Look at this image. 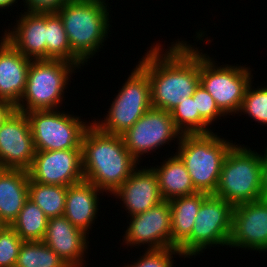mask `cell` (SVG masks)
Returning a JSON list of instances; mask_svg holds the SVG:
<instances>
[{"label": "cell", "instance_id": "obj_1", "mask_svg": "<svg viewBox=\"0 0 267 267\" xmlns=\"http://www.w3.org/2000/svg\"><path fill=\"white\" fill-rule=\"evenodd\" d=\"M152 46L138 65L148 75L152 107L171 112L200 84V51L186 41H176L168 51L159 43Z\"/></svg>", "mask_w": 267, "mask_h": 267}, {"label": "cell", "instance_id": "obj_3", "mask_svg": "<svg viewBox=\"0 0 267 267\" xmlns=\"http://www.w3.org/2000/svg\"><path fill=\"white\" fill-rule=\"evenodd\" d=\"M105 1L70 0L56 12L63 22L71 50L84 63L99 51L108 36L110 15Z\"/></svg>", "mask_w": 267, "mask_h": 267}, {"label": "cell", "instance_id": "obj_30", "mask_svg": "<svg viewBox=\"0 0 267 267\" xmlns=\"http://www.w3.org/2000/svg\"><path fill=\"white\" fill-rule=\"evenodd\" d=\"M23 240L11 226L0 229V267H14Z\"/></svg>", "mask_w": 267, "mask_h": 267}, {"label": "cell", "instance_id": "obj_17", "mask_svg": "<svg viewBox=\"0 0 267 267\" xmlns=\"http://www.w3.org/2000/svg\"><path fill=\"white\" fill-rule=\"evenodd\" d=\"M138 169L136 167L130 177L113 193V196L121 199L130 216L143 213L164 200L152 167Z\"/></svg>", "mask_w": 267, "mask_h": 267}, {"label": "cell", "instance_id": "obj_10", "mask_svg": "<svg viewBox=\"0 0 267 267\" xmlns=\"http://www.w3.org/2000/svg\"><path fill=\"white\" fill-rule=\"evenodd\" d=\"M200 52V84L213 97L225 115L239 114L253 76L250 68L226 64L216 66L209 55Z\"/></svg>", "mask_w": 267, "mask_h": 267}, {"label": "cell", "instance_id": "obj_15", "mask_svg": "<svg viewBox=\"0 0 267 267\" xmlns=\"http://www.w3.org/2000/svg\"><path fill=\"white\" fill-rule=\"evenodd\" d=\"M229 247L267 252V200L234 206Z\"/></svg>", "mask_w": 267, "mask_h": 267}, {"label": "cell", "instance_id": "obj_29", "mask_svg": "<svg viewBox=\"0 0 267 267\" xmlns=\"http://www.w3.org/2000/svg\"><path fill=\"white\" fill-rule=\"evenodd\" d=\"M250 82L246 89L239 113L248 114L253 120L261 125L267 124V85L263 88L252 87ZM252 87V88H251Z\"/></svg>", "mask_w": 267, "mask_h": 267}, {"label": "cell", "instance_id": "obj_18", "mask_svg": "<svg viewBox=\"0 0 267 267\" xmlns=\"http://www.w3.org/2000/svg\"><path fill=\"white\" fill-rule=\"evenodd\" d=\"M20 15L14 28L5 30L3 37L25 57L46 60V13L24 12Z\"/></svg>", "mask_w": 267, "mask_h": 267}, {"label": "cell", "instance_id": "obj_28", "mask_svg": "<svg viewBox=\"0 0 267 267\" xmlns=\"http://www.w3.org/2000/svg\"><path fill=\"white\" fill-rule=\"evenodd\" d=\"M176 128L182 134H208L212 130L209 124L196 112V100L193 96L183 97L171 112Z\"/></svg>", "mask_w": 267, "mask_h": 267}, {"label": "cell", "instance_id": "obj_37", "mask_svg": "<svg viewBox=\"0 0 267 267\" xmlns=\"http://www.w3.org/2000/svg\"><path fill=\"white\" fill-rule=\"evenodd\" d=\"M4 225L0 222V229L3 227Z\"/></svg>", "mask_w": 267, "mask_h": 267}, {"label": "cell", "instance_id": "obj_24", "mask_svg": "<svg viewBox=\"0 0 267 267\" xmlns=\"http://www.w3.org/2000/svg\"><path fill=\"white\" fill-rule=\"evenodd\" d=\"M64 60L78 69L84 62L71 50L63 22L56 12L46 13V60Z\"/></svg>", "mask_w": 267, "mask_h": 267}, {"label": "cell", "instance_id": "obj_2", "mask_svg": "<svg viewBox=\"0 0 267 267\" xmlns=\"http://www.w3.org/2000/svg\"><path fill=\"white\" fill-rule=\"evenodd\" d=\"M81 147L84 180L111 195L139 165L121 135L104 133L92 123L84 132Z\"/></svg>", "mask_w": 267, "mask_h": 267}, {"label": "cell", "instance_id": "obj_22", "mask_svg": "<svg viewBox=\"0 0 267 267\" xmlns=\"http://www.w3.org/2000/svg\"><path fill=\"white\" fill-rule=\"evenodd\" d=\"M166 160L161 165L152 167L158 178L163 199L170 201L198 192L194 188L189 172L180 157L175 153Z\"/></svg>", "mask_w": 267, "mask_h": 267}, {"label": "cell", "instance_id": "obj_36", "mask_svg": "<svg viewBox=\"0 0 267 267\" xmlns=\"http://www.w3.org/2000/svg\"><path fill=\"white\" fill-rule=\"evenodd\" d=\"M13 3H17L16 0H0V9H9L8 7L14 5Z\"/></svg>", "mask_w": 267, "mask_h": 267}, {"label": "cell", "instance_id": "obj_35", "mask_svg": "<svg viewBox=\"0 0 267 267\" xmlns=\"http://www.w3.org/2000/svg\"><path fill=\"white\" fill-rule=\"evenodd\" d=\"M261 199L267 200V147L262 159V189Z\"/></svg>", "mask_w": 267, "mask_h": 267}, {"label": "cell", "instance_id": "obj_11", "mask_svg": "<svg viewBox=\"0 0 267 267\" xmlns=\"http://www.w3.org/2000/svg\"><path fill=\"white\" fill-rule=\"evenodd\" d=\"M181 136L171 113L153 107L121 135L126 148L138 162L141 155L169 144L174 138L180 140Z\"/></svg>", "mask_w": 267, "mask_h": 267}, {"label": "cell", "instance_id": "obj_19", "mask_svg": "<svg viewBox=\"0 0 267 267\" xmlns=\"http://www.w3.org/2000/svg\"><path fill=\"white\" fill-rule=\"evenodd\" d=\"M0 41V99L16 106L26 88L31 59L20 53L4 37Z\"/></svg>", "mask_w": 267, "mask_h": 267}, {"label": "cell", "instance_id": "obj_4", "mask_svg": "<svg viewBox=\"0 0 267 267\" xmlns=\"http://www.w3.org/2000/svg\"><path fill=\"white\" fill-rule=\"evenodd\" d=\"M217 133L182 134L175 152L185 164L194 188L198 192L214 194L223 161L234 145Z\"/></svg>", "mask_w": 267, "mask_h": 267}, {"label": "cell", "instance_id": "obj_7", "mask_svg": "<svg viewBox=\"0 0 267 267\" xmlns=\"http://www.w3.org/2000/svg\"><path fill=\"white\" fill-rule=\"evenodd\" d=\"M234 206L209 194L201 203L191 234L178 246L184 258L197 256L212 245L229 246Z\"/></svg>", "mask_w": 267, "mask_h": 267}, {"label": "cell", "instance_id": "obj_27", "mask_svg": "<svg viewBox=\"0 0 267 267\" xmlns=\"http://www.w3.org/2000/svg\"><path fill=\"white\" fill-rule=\"evenodd\" d=\"M14 267H68L43 241H23Z\"/></svg>", "mask_w": 267, "mask_h": 267}, {"label": "cell", "instance_id": "obj_31", "mask_svg": "<svg viewBox=\"0 0 267 267\" xmlns=\"http://www.w3.org/2000/svg\"><path fill=\"white\" fill-rule=\"evenodd\" d=\"M145 251L143 256L138 258L139 260L124 267H172L174 263L172 255L182 257L177 248L146 249Z\"/></svg>", "mask_w": 267, "mask_h": 267}, {"label": "cell", "instance_id": "obj_6", "mask_svg": "<svg viewBox=\"0 0 267 267\" xmlns=\"http://www.w3.org/2000/svg\"><path fill=\"white\" fill-rule=\"evenodd\" d=\"M77 68L64 60H31L26 88L16 110L24 113L59 110L70 75Z\"/></svg>", "mask_w": 267, "mask_h": 267}, {"label": "cell", "instance_id": "obj_34", "mask_svg": "<svg viewBox=\"0 0 267 267\" xmlns=\"http://www.w3.org/2000/svg\"><path fill=\"white\" fill-rule=\"evenodd\" d=\"M16 110V106L4 99H0V126L9 118Z\"/></svg>", "mask_w": 267, "mask_h": 267}, {"label": "cell", "instance_id": "obj_5", "mask_svg": "<svg viewBox=\"0 0 267 267\" xmlns=\"http://www.w3.org/2000/svg\"><path fill=\"white\" fill-rule=\"evenodd\" d=\"M227 153L213 195L233 206L261 200L263 154L239 144Z\"/></svg>", "mask_w": 267, "mask_h": 267}, {"label": "cell", "instance_id": "obj_21", "mask_svg": "<svg viewBox=\"0 0 267 267\" xmlns=\"http://www.w3.org/2000/svg\"><path fill=\"white\" fill-rule=\"evenodd\" d=\"M29 173L0 168V222L11 226L29 198Z\"/></svg>", "mask_w": 267, "mask_h": 267}, {"label": "cell", "instance_id": "obj_12", "mask_svg": "<svg viewBox=\"0 0 267 267\" xmlns=\"http://www.w3.org/2000/svg\"><path fill=\"white\" fill-rule=\"evenodd\" d=\"M35 153L29 119L15 110L0 126V168L28 171Z\"/></svg>", "mask_w": 267, "mask_h": 267}, {"label": "cell", "instance_id": "obj_8", "mask_svg": "<svg viewBox=\"0 0 267 267\" xmlns=\"http://www.w3.org/2000/svg\"><path fill=\"white\" fill-rule=\"evenodd\" d=\"M122 85L104 120L92 122L104 133L122 135L152 108L149 78L138 64Z\"/></svg>", "mask_w": 267, "mask_h": 267}, {"label": "cell", "instance_id": "obj_9", "mask_svg": "<svg viewBox=\"0 0 267 267\" xmlns=\"http://www.w3.org/2000/svg\"><path fill=\"white\" fill-rule=\"evenodd\" d=\"M36 152L54 150H82V138L92 122L58 110L26 113Z\"/></svg>", "mask_w": 267, "mask_h": 267}, {"label": "cell", "instance_id": "obj_13", "mask_svg": "<svg viewBox=\"0 0 267 267\" xmlns=\"http://www.w3.org/2000/svg\"><path fill=\"white\" fill-rule=\"evenodd\" d=\"M33 182L46 185H69L84 180L82 150H54L36 152L28 170Z\"/></svg>", "mask_w": 267, "mask_h": 267}, {"label": "cell", "instance_id": "obj_14", "mask_svg": "<svg viewBox=\"0 0 267 267\" xmlns=\"http://www.w3.org/2000/svg\"><path fill=\"white\" fill-rule=\"evenodd\" d=\"M123 242L127 246L145 245L147 249L172 248L171 208L163 200L143 213L131 216Z\"/></svg>", "mask_w": 267, "mask_h": 267}, {"label": "cell", "instance_id": "obj_23", "mask_svg": "<svg viewBox=\"0 0 267 267\" xmlns=\"http://www.w3.org/2000/svg\"><path fill=\"white\" fill-rule=\"evenodd\" d=\"M208 195L196 192L168 201L171 208L172 248L178 249V246L191 234L199 207Z\"/></svg>", "mask_w": 267, "mask_h": 267}, {"label": "cell", "instance_id": "obj_26", "mask_svg": "<svg viewBox=\"0 0 267 267\" xmlns=\"http://www.w3.org/2000/svg\"><path fill=\"white\" fill-rule=\"evenodd\" d=\"M66 194L67 187L41 184L29 179V198L48 218L64 215Z\"/></svg>", "mask_w": 267, "mask_h": 267}, {"label": "cell", "instance_id": "obj_16", "mask_svg": "<svg viewBox=\"0 0 267 267\" xmlns=\"http://www.w3.org/2000/svg\"><path fill=\"white\" fill-rule=\"evenodd\" d=\"M88 235L75 227L64 215L48 219L42 240L68 265L83 267L88 249Z\"/></svg>", "mask_w": 267, "mask_h": 267}, {"label": "cell", "instance_id": "obj_20", "mask_svg": "<svg viewBox=\"0 0 267 267\" xmlns=\"http://www.w3.org/2000/svg\"><path fill=\"white\" fill-rule=\"evenodd\" d=\"M99 190L87 180H82L67 187L64 216L75 227L88 235L92 224L95 222L94 220L97 219L96 214L100 204L98 196L103 193Z\"/></svg>", "mask_w": 267, "mask_h": 267}, {"label": "cell", "instance_id": "obj_33", "mask_svg": "<svg viewBox=\"0 0 267 267\" xmlns=\"http://www.w3.org/2000/svg\"><path fill=\"white\" fill-rule=\"evenodd\" d=\"M70 0H25L26 12H57L65 3Z\"/></svg>", "mask_w": 267, "mask_h": 267}, {"label": "cell", "instance_id": "obj_32", "mask_svg": "<svg viewBox=\"0 0 267 267\" xmlns=\"http://www.w3.org/2000/svg\"><path fill=\"white\" fill-rule=\"evenodd\" d=\"M193 96V100H196V112L211 125L216 118L225 116V114L218 108L213 97L209 94L204 87L199 84L196 88Z\"/></svg>", "mask_w": 267, "mask_h": 267}, {"label": "cell", "instance_id": "obj_25", "mask_svg": "<svg viewBox=\"0 0 267 267\" xmlns=\"http://www.w3.org/2000/svg\"><path fill=\"white\" fill-rule=\"evenodd\" d=\"M48 219L43 210L28 198L11 227L23 241H42Z\"/></svg>", "mask_w": 267, "mask_h": 267}]
</instances>
